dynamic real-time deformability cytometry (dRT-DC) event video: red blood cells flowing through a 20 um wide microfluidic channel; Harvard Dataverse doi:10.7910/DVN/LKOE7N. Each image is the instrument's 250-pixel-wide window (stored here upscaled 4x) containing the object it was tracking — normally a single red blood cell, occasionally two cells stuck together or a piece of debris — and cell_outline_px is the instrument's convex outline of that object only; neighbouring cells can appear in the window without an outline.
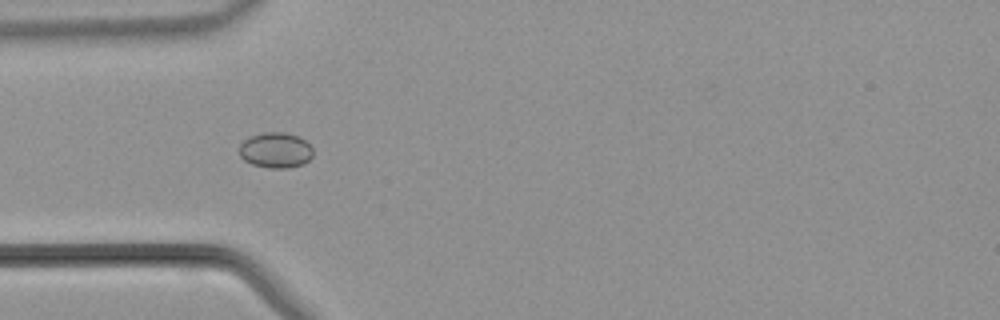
{"species": "common noctule bat (a hibernating species)", "species_latin": "Nyctalus noctula", "temperature_condition": "warm", "stored_images_in_passage": 28, "camera_frame_rate_fps": 3000, "um_per_image_px": 0.085, "animal": {"sex": "male", "body_mass_g": 21.5, "forearm_length_mm": 52.0}, "frame": {"image": 1, "passage_image": 5, "time_ms": 1.333, "image_size_px": [1000, 320], "cell_outline_px": [[312, 156], [304, 164], [288, 168], [268, 168], [252, 164], [244, 160], [240, 156], [240, 144], [244, 140], [252, 136], [264, 132], [284, 132], [300, 136], [312, 148]], "centroid_in_image_um": [23.44, 12.77], "position_along_channel_um": 61.6, "area_um2": 15.26}}
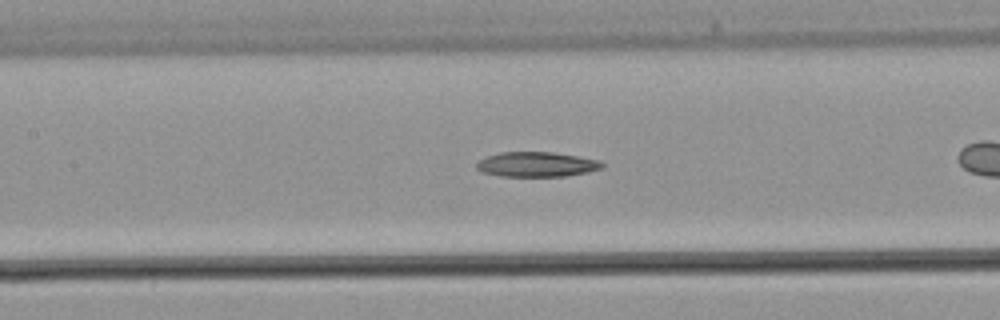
{"frame": {"image": 2, "passage_image": 9, "time_ms": 2.667, "image_size_px": [1000, 320], "cell_outline_px": [[604, 168], [588, 172], [568, 176], [500, 176], [480, 172], [476, 168], [476, 164], [480, 160], [488, 156], [500, 152], [552, 152], [600, 160], [604, 164]], "centroid_in_image_um": [45.63, 13.98], "position_along_channel_um": 161.8, "area_um2": 18.26}}